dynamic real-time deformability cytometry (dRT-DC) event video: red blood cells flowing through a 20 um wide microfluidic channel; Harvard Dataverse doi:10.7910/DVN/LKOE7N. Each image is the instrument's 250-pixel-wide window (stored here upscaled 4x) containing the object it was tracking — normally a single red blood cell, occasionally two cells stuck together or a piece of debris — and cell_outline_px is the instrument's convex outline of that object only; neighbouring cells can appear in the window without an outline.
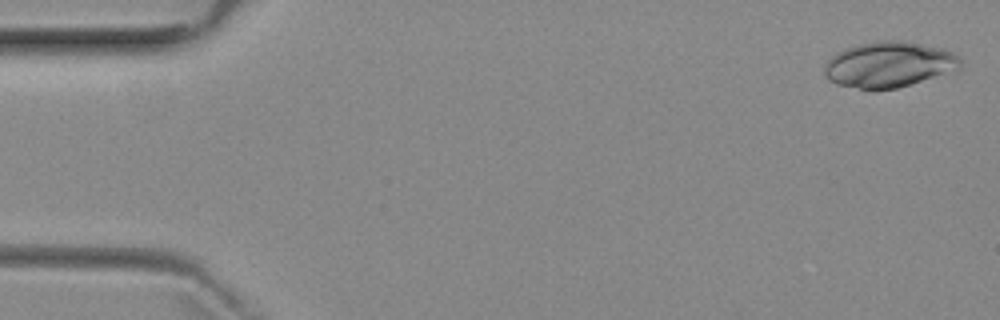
{"species": "common noctule bat (a hibernating species)", "species_latin": "Nyctalus noctula", "temperature_condition": "room temperature", "stored_images_in_passage": 6, "camera_frame_rate_fps": 3000, "um_per_image_px": 0.085, "animal": {"sex": "female", "body_mass_g": 29.2, "forearm_length_mm": 56.3}, "frame": {"image": 1, "passage_image": 1, "time_ms": 0.0, "image_size_px": [1000, 320], "cell_outline_px": [[960, 68], [896, 88], [876, 92], [836, 84], [828, 80], [824, 72], [824, 64], [836, 52], [844, 48], [856, 44], [876, 40], [904, 40], [944, 48], [952, 52], [960, 60]], "centroid_in_image_um": [75.48, 5.48], "position_along_channel_um": 9.5, "area_um2": 36.53}}
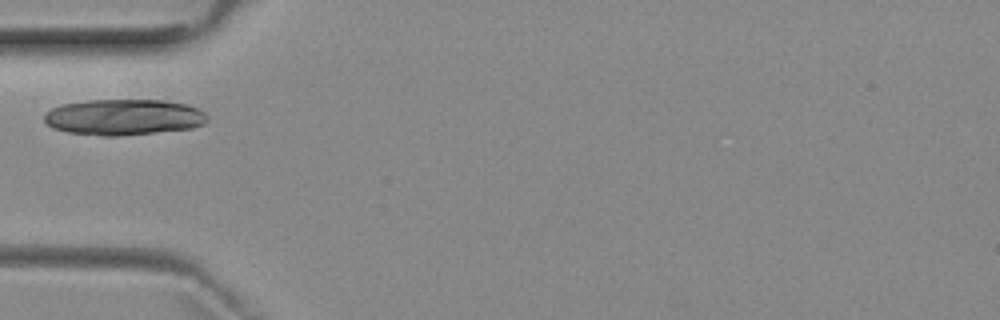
{"frame": {"image": 2, "passage_image": 5, "time_ms": 5.0, "image_size_px": [1000, 320], "cell_outline_px": [[208, 120], [204, 124], [192, 128], [120, 136], [100, 136], [68, 132], [52, 128], [44, 120], [44, 112], [60, 104], [88, 100], [164, 100], [188, 104], [204, 112], [208, 116]], "centroid_in_image_um": [10.5, 9.95], "position_along_channel_um": 74.5, "area_um2": 34.45}}
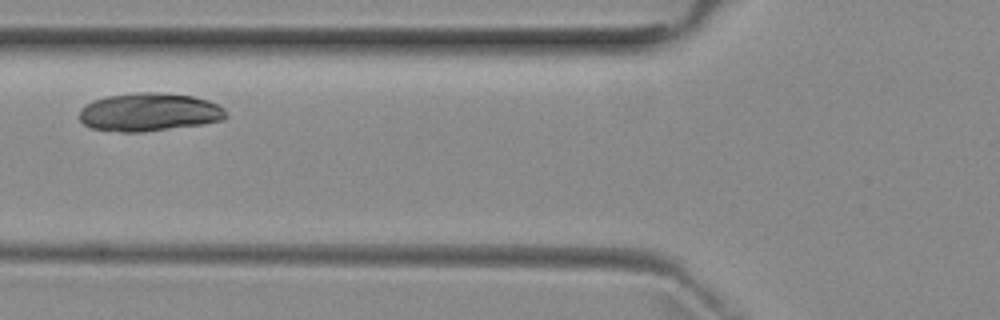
{"frame": {"image": 3, "passage_image": 6, "time_ms": 6.0, "image_size_px": [1000, 320], "cell_outline_px": [[228, 116], [224, 120], [200, 124], [144, 132], [120, 132], [92, 128], [84, 124], [80, 120], [80, 108], [92, 100], [108, 96], [136, 92], [164, 92], [192, 96], [208, 100], [224, 108]], "centroid_in_image_um": [12.68, 9.52], "position_along_channel_um": 113.1, "area_um2": 32.77}}